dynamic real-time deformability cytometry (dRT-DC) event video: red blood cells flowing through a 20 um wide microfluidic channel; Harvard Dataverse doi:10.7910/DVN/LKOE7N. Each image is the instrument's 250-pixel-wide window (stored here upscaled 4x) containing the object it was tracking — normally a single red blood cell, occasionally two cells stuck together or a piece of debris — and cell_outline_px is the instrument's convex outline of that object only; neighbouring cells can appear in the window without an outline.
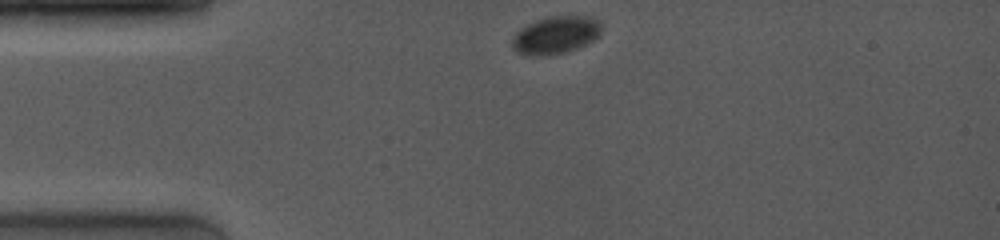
{"species": "common noctule bat (a hibernating species)", "species_latin": "Nyctalus noctula", "temperature_condition": "room temperature", "stored_images_in_passage": 43, "camera_frame_rate_fps": 4000, "um_per_image_px": 0.085, "animal": {"sex": "female", "body_mass_g": 19.0, "forearm_length_mm": 53.3}, "frame": {"image": 1, "passage_image": 1, "time_ms": 0.0, "image_size_px": [1000, 240], "cell_outline_px": [[600, 36], [588, 44], [564, 52], [548, 56], [528, 56], [516, 52], [512, 48], [512, 36], [520, 28], [536, 20], [548, 16], [588, 16], [596, 20], [600, 24]], "centroid_in_image_um": [47.19, 3.0], "position_along_channel_um": 37.8, "area_um2": 19.77}}
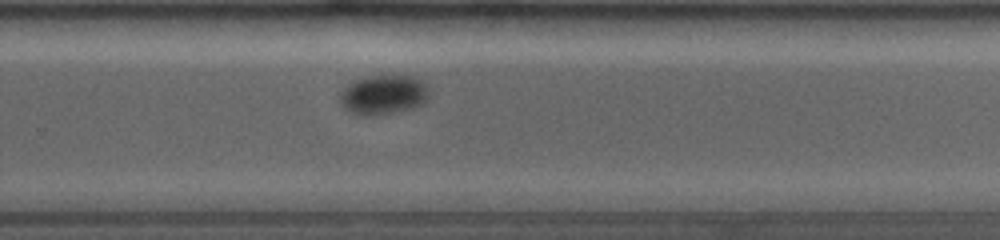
{"frame": {"image": 2, "passage_image": 28, "time_ms": 8.0, "image_size_px": [1000, 240], "cell_outline_px": [[428, 96], [420, 104], [412, 108], [372, 116], [356, 116], [348, 112], [340, 104], [340, 92], [348, 84], [364, 76], [380, 72], [392, 72], [416, 76], [424, 80], [428, 88]], "centroid_in_image_um": [32.57, 7.98], "position_along_channel_um": 297.2, "area_um2": 21.62}}
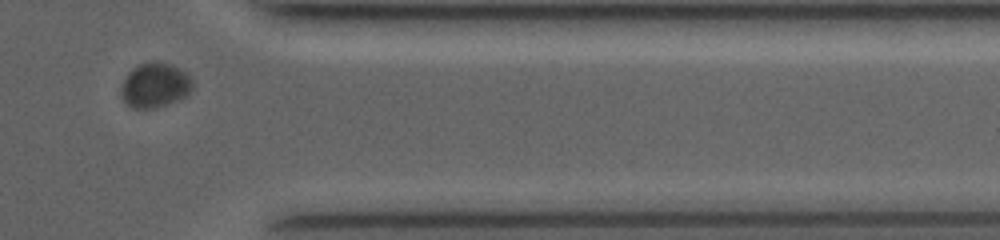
{"frame": {"image": 3, "passage_image": 35, "time_ms": 10.75, "image_size_px": [1000, 240], "cell_outline_px": [[192, 88], [184, 96], [168, 104], [156, 108], [132, 108], [124, 104], [120, 96], [120, 88], [128, 72], [132, 68], [140, 64], [152, 60], [156, 60], [172, 64], [184, 72], [192, 80]], "centroid_in_image_um": [13.11, 7.24], "position_along_channel_um": 398.3, "area_um2": 18.79}}